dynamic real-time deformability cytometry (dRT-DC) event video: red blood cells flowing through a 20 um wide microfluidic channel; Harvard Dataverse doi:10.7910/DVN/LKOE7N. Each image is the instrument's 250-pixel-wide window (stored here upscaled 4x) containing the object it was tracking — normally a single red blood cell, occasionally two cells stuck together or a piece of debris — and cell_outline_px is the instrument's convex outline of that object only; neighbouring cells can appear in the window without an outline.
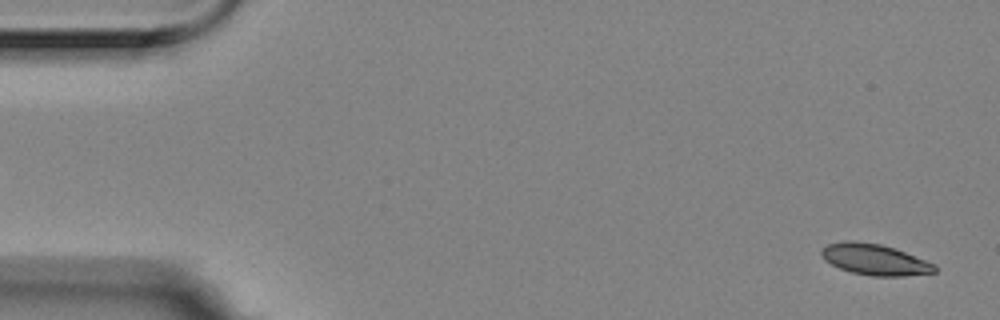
{"species": "Egyptian fruit bat (a non-hibernating species)", "species_latin": "Rousettus aegyptiacus", "temperature_condition": "room temperature", "stored_images_in_passage": 4, "segment_of_instrument_passage": [2, 2], "camera_frame_rate_fps": 3000, "um_per_image_px": 0.085, "animal": {"sex": "female"}, "frame": {"image": 1, "passage_image": 4, "time_ms": 1.0, "image_size_px": [1000, 320], "cell_outline_px": [[936, 272], [904, 276], [872, 276], [852, 272], [840, 268], [824, 260], [820, 252], [828, 244], [844, 240], [852, 240], [880, 244], [896, 248], [936, 264]], "centroid_in_image_um": [74.37, 22.05], "position_along_channel_um": 10.6, "area_um2": 20.52}}